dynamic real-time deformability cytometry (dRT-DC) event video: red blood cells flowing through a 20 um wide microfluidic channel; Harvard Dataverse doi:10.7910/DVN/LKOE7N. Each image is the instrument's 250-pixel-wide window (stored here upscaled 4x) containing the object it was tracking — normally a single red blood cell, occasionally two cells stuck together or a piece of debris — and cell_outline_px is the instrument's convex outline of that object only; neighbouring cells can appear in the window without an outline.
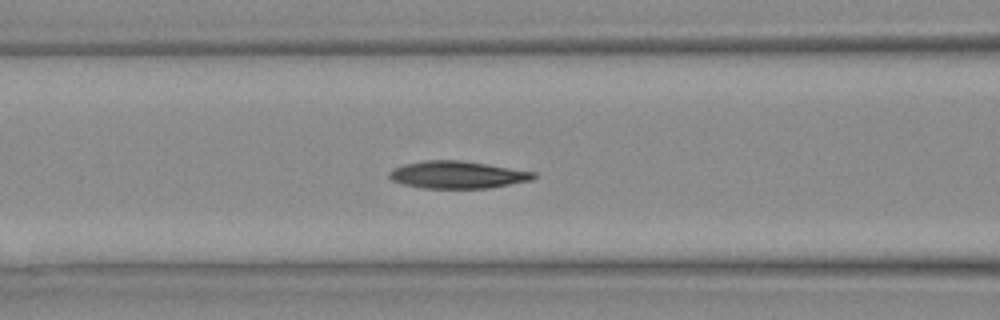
{"species": "Egyptian fruit bat (a non-hibernating species)", "species_latin": "Rousettus aegyptiacus", "temperature_condition": "warm", "stored_images_in_passage": 26, "camera_frame_rate_fps": 3000, "um_per_image_px": 0.085, "animal": {"sex": "female"}, "frame": {"image": 1, "passage_image": 8, "time_ms": 2.333, "image_size_px": [1000, 320], "cell_outline_px": [[536, 176], [532, 180], [488, 188], [420, 188], [400, 184], [392, 180], [388, 176], [388, 172], [392, 168], [404, 164], [424, 160], [460, 160], [536, 172]], "centroid_in_image_um": [38.82, 14.86], "position_along_channel_um": 127.8, "area_um2": 23.06}}